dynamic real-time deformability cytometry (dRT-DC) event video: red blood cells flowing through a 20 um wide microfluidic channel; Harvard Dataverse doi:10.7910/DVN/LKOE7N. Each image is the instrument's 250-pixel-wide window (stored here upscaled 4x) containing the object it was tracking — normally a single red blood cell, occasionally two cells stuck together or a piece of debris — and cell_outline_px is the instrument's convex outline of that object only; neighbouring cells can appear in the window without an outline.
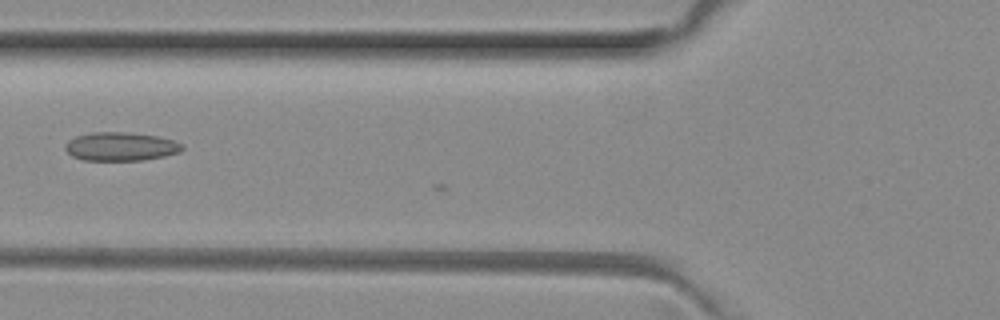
{"species": "common noctule bat (a hibernating species)", "species_latin": "Nyctalus noctula", "temperature_condition": "room temperature", "stored_images_in_passage": 6, "camera_frame_rate_fps": 3000, "um_per_image_px": 0.085, "animal": {"sex": "female", "body_mass_g": 29.2, "forearm_length_mm": 56.3}, "frame": {"image": 1, "passage_image": 6, "time_ms": 1.667, "image_size_px": [1000, 320], "cell_outline_px": [[184, 148], [180, 152], [164, 156], [144, 160], [84, 160], [72, 156], [64, 148], [64, 144], [68, 140], [76, 136], [92, 132], [132, 132], [160, 136], [184, 144]], "centroid_in_image_um": [10.28, 12.44], "position_along_channel_um": 115.5, "area_um2": 19.71}}